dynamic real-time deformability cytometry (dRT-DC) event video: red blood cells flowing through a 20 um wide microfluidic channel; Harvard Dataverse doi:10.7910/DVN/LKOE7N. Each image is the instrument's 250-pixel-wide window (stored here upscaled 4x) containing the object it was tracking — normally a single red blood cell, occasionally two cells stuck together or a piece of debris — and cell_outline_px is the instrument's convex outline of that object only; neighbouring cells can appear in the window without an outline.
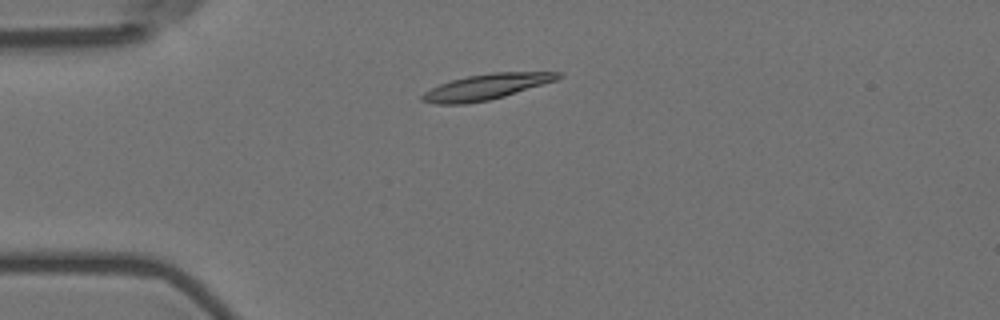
{"species": "Egyptian fruit bat (a non-hibernating species)", "species_latin": "Rousettus aegyptiacus", "temperature_condition": "room temperature", "stored_images_in_passage": 4, "camera_frame_rate_fps": 3000, "um_per_image_px": 0.085, "animal": {"sex": "female"}, "frame": {"image": 1, "passage_image": 3, "time_ms": 0.667, "image_size_px": [1000, 320], "cell_outline_px": [[564, 76], [556, 80], [504, 96], [488, 100], [464, 104], [436, 104], [420, 100], [420, 96], [424, 92], [440, 84], [452, 80], [468, 76], [492, 72], [560, 72]], "centroid_in_image_um": [41.31, 7.38], "position_along_channel_um": 43.7, "area_um2": 20.06}}